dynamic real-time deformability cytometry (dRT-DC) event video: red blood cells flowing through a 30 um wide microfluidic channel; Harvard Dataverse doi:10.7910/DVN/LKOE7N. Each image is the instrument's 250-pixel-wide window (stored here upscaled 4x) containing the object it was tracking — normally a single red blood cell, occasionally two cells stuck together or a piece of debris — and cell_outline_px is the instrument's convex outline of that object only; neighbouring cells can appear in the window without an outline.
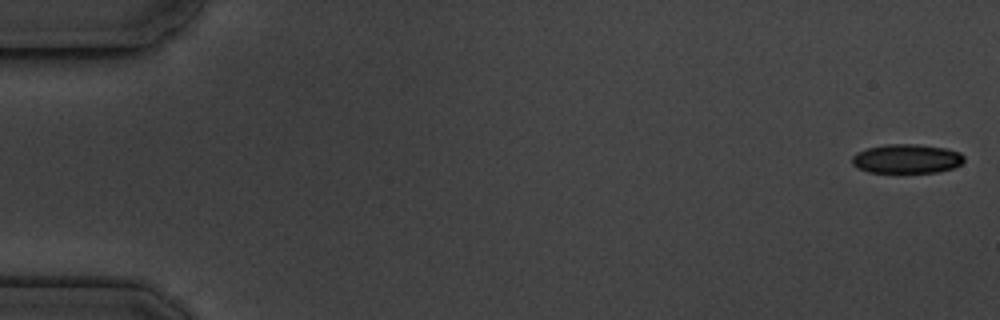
{"species": "common noctule bat (a hibernating species)", "species_latin": "Nyctalus noctula", "temperature_condition": "cold", "stored_images_in_passage": 10, "camera_frame_rate_fps": 3000, "um_per_image_px": 0.085, "animal": {"sex": "male", "body_mass_g": 19.5, "forearm_length_mm": 54.6}, "frame": {"image": 1, "passage_image": 1, "time_ms": 0.0, "image_size_px": [1000, 320], "cell_outline_px": [[964, 160], [960, 164], [952, 168], [936, 172], [868, 172], [852, 164], [852, 156], [856, 152], [868, 148], [884, 144], [916, 144], [944, 148], [960, 152], [964, 156]], "centroid_in_image_um": [77.06, 13.48], "position_along_channel_um": 7.9, "area_um2": 18.9}}
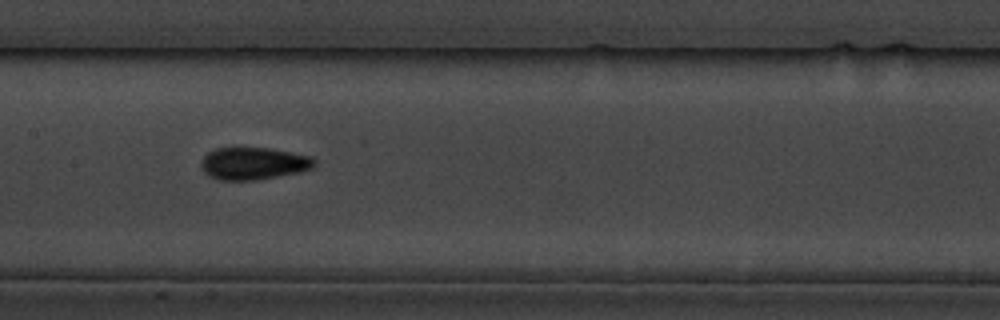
{"frame": {"image": 2, "passage_image": 9, "time_ms": 9.0, "image_size_px": [1000, 320], "cell_outline_px": [[316, 164], [312, 168], [300, 172], [256, 180], [220, 180], [208, 176], [204, 172], [200, 164], [200, 160], [208, 152], [216, 148], [236, 144], [240, 144], [272, 148], [312, 156], [316, 160]], "centroid_in_image_um": [21.52, 13.84], "position_along_channel_um": 185.9, "area_um2": 22.43}}